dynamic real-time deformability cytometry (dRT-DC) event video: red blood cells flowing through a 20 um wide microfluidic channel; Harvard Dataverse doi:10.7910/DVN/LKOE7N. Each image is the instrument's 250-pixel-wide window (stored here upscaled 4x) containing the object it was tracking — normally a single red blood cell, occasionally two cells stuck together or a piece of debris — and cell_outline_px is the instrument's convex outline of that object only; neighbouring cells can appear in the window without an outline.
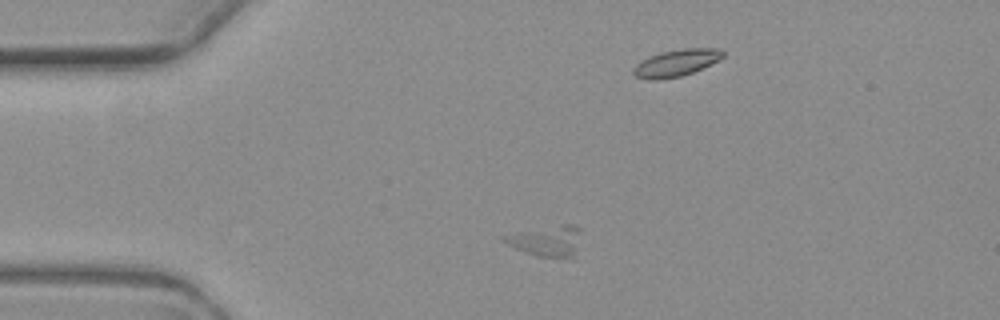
{"species": "common noctule bat (a hibernating species)", "species_latin": "Nyctalus noctula", "temperature_condition": "warm", "stored_images_in_passage": 4, "camera_frame_rate_fps": 3000, "um_per_image_px": 0.085, "animal": {"sex": "female", "body_mass_g": 19.3, "forearm_length_mm": 54.1}, "frame": {"image": 1, "passage_image": 2, "time_ms": 2.0, "image_size_px": [1000, 320], "cell_outline_px": [[580, 232], [572, 252], [568, 256], [540, 256], [524, 252], [500, 240], [500, 236], [564, 224], [568, 224], [580, 228]], "centroid_in_image_um": [46.36, 20.45], "position_along_channel_um": 38.6, "area_um2": 12.72}}